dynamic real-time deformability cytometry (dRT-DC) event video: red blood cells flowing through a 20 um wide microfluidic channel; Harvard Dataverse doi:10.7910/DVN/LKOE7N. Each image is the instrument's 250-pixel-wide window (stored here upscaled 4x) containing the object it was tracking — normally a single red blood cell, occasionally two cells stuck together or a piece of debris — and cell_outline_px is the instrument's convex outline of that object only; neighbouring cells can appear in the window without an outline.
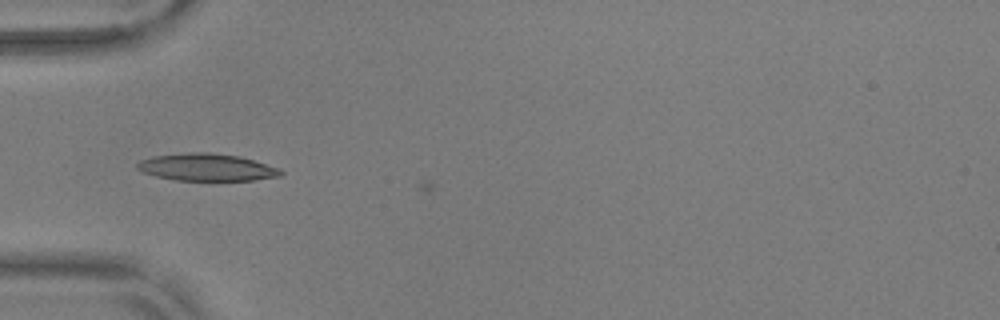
{"species": "common noctule bat (a hibernating species)", "species_latin": "Nyctalus noctula", "temperature_condition": "warm", "stored_images_in_passage": 5, "camera_frame_rate_fps": 3000, "um_per_image_px": 0.085, "animal": {"sex": "male", "body_mass_g": 17.9, "forearm_length_mm": 54.2}, "frame": {"image": 1, "passage_image": 4, "time_ms": 1.0, "image_size_px": [1000, 320], "cell_outline_px": [[284, 172], [280, 176], [256, 180], [176, 180], [156, 176], [144, 172], [136, 168], [136, 164], [140, 160], [152, 156], [192, 152], [208, 152], [240, 156], [280, 168]], "centroid_in_image_um": [17.59, 14.21], "position_along_channel_um": 67.4, "area_um2": 22.77}}